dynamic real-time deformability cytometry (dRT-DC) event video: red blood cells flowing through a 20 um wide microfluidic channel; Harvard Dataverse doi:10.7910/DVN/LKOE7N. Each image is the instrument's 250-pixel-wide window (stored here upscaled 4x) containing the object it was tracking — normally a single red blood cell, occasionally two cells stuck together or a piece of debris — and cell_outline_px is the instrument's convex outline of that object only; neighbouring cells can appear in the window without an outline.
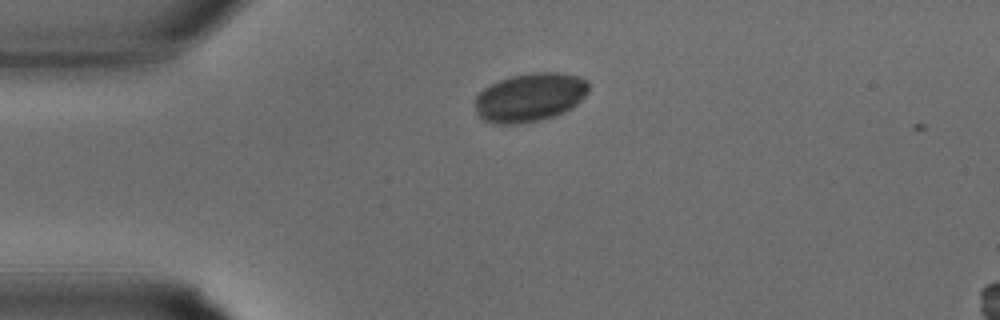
{"species": "common noctule bat (a hibernating species)", "species_latin": "Nyctalus noctula", "temperature_condition": "warm", "stored_images_in_passage": 2, "camera_frame_rate_fps": 3000, "um_per_image_px": 0.085, "animal": {"sex": "male", "body_mass_g": 15.6}, "frame": {"image": 1, "passage_image": 1, "time_ms": 0.0, "image_size_px": [1000, 320], "cell_outline_px": [[588, 92], [572, 108], [556, 116], [540, 120], [516, 124], [496, 124], [480, 120], [476, 116], [472, 100], [484, 88], [508, 76], [532, 72], [556, 72], [580, 76], [588, 80]], "centroid_in_image_um": [44.99, 8.28], "position_along_channel_um": 40.0, "area_um2": 32.83}}